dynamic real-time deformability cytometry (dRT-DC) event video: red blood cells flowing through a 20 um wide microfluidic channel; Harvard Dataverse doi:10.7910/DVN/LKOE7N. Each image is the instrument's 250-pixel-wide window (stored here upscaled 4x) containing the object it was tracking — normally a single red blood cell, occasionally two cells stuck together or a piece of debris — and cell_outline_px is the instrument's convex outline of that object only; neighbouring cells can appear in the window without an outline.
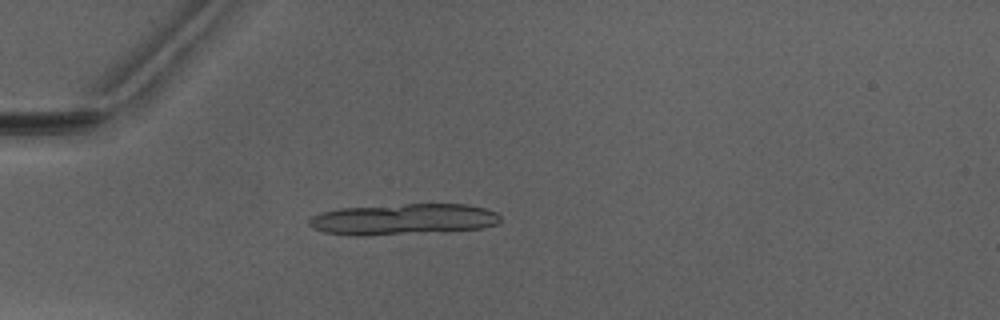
{"species": "Egyptian fruit bat (a non-hibernating species)", "species_latin": "Rousettus aegyptiacus", "temperature_condition": "warm", "stored_images_in_passage": 2, "segment_of_instrument_passage": [1, 2], "camera_frame_rate_fps": 3000, "um_per_image_px": 0.085, "animal": {"sex": "male"}, "frame": {"image": 1, "passage_image": 1, "time_ms": 0.0, "image_size_px": [1000, 320], "cell_outline_px": [[500, 220], [496, 224], [480, 228], [444, 232], [364, 236], [348, 236], [324, 232], [312, 228], [308, 224], [308, 220], [312, 216], [324, 212], [340, 208], [404, 204], [468, 204], [484, 208], [496, 212], [500, 216]], "centroid_in_image_um": [34.26, 18.65], "position_along_channel_um": 50.7, "area_um2": 35.03}}